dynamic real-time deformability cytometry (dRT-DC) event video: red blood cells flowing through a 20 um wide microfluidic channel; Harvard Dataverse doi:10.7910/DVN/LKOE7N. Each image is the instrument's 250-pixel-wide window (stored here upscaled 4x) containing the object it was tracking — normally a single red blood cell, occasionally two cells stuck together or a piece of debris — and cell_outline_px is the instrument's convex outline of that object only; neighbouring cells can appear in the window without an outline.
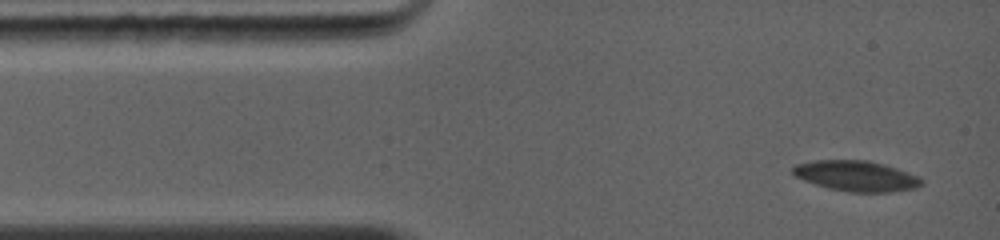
{"species": "common noctule bat (a hibernating species)", "species_latin": "Nyctalus noctula", "temperature_condition": "warm", "stored_images_in_passage": 4, "camera_frame_rate_fps": 5000, "um_per_image_px": 0.085, "animal": {"sex": "female", "body_mass_g": 19.0, "forearm_length_mm": 56.7}, "frame": {"image": 1, "passage_image": 1, "time_ms": 0.0, "image_size_px": [1000, 240], "cell_outline_px": [[924, 184], [916, 188], [888, 192], [848, 192], [828, 188], [804, 180], [796, 176], [792, 172], [792, 168], [796, 164], [816, 160], [868, 160], [896, 168], [920, 176], [924, 180]], "centroid_in_image_um": [72.82, 14.96], "position_along_channel_um": 12.2, "area_um2": 22.89}}
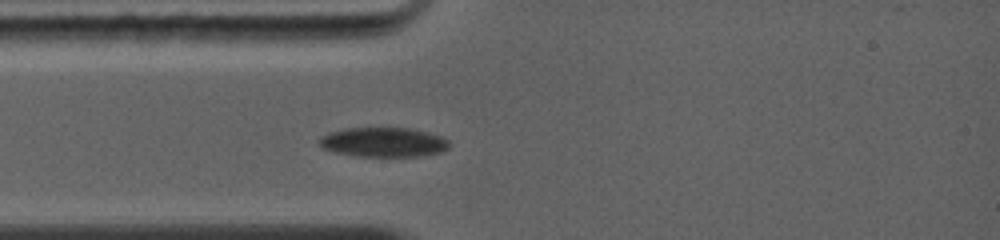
{"frame": {"image": 2, "passage_image": 4, "time_ms": 2.4, "image_size_px": [1000, 240], "cell_outline_px": [[448, 148], [440, 152], [416, 156], [352, 156], [332, 152], [320, 148], [316, 144], [316, 140], [320, 136], [328, 132], [344, 128], [412, 128], [428, 132], [440, 136], [448, 140]], "centroid_in_image_um": [32.47, 12.08], "position_along_channel_um": 52.5, "area_um2": 22.72}}